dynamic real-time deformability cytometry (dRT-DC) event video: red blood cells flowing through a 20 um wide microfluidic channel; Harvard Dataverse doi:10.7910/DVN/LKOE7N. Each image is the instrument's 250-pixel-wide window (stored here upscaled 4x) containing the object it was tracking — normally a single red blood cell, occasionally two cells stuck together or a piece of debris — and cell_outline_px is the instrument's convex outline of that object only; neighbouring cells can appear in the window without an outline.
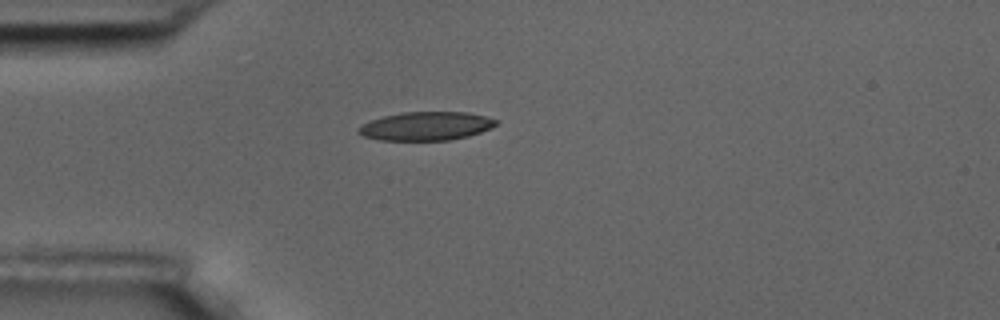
{"species": "common noctule bat (a hibernating species)", "species_latin": "Nyctalus noctula", "temperature_condition": "room temperature", "stored_images_in_passage": 12, "camera_frame_rate_fps": 3000, "um_per_image_px": 0.085, "animal": {"sex": "male", "body_mass_g": 17.5, "forearm_length_mm": 52.3}, "frame": {"image": 1, "passage_image": 1, "time_ms": 0.0, "image_size_px": [1000, 320], "cell_outline_px": [[500, 120], [496, 124], [480, 132], [468, 136], [448, 140], [380, 140], [364, 136], [356, 132], [356, 128], [372, 120], [384, 116], [404, 112], [468, 112]], "centroid_in_image_um": [36.2, 10.71], "position_along_channel_um": 48.8, "area_um2": 22.72}}
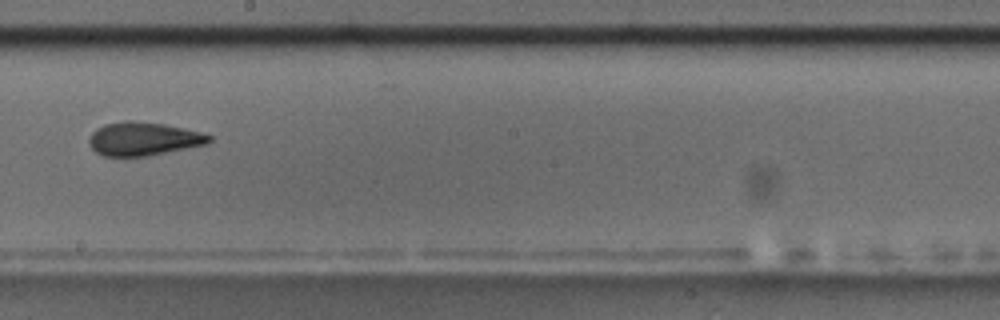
{"frame": {"image": 2, "passage_image": 6, "time_ms": 5.667, "image_size_px": [1000, 320], "cell_outline_px": [[212, 140], [208, 144], [148, 156], [100, 156], [88, 144], [88, 136], [96, 128], [104, 124], [124, 120], [128, 120], [164, 124], [184, 128], [200, 132], [212, 136]], "centroid_in_image_um": [12.16, 11.8], "position_along_channel_um": 236.0, "area_um2": 23.64}}
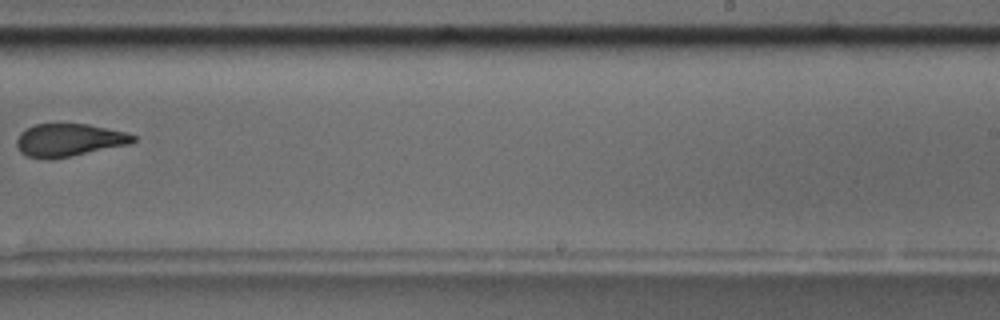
{"frame": {"image": 3, "passage_image": 7, "time_ms": 7.0, "image_size_px": [1000, 320], "cell_outline_px": [[136, 140], [128, 144], [72, 156], [52, 160], [48, 160], [28, 156], [20, 152], [16, 144], [16, 140], [20, 132], [36, 124], [60, 120], [88, 124], [124, 132], [136, 136]], "centroid_in_image_um": [5.8, 11.87], "position_along_channel_um": 283.2, "area_um2": 22.89}, "authors_computed_cell_mechanics": {"area_um2": 23.5246, "velocity_mm_per_s": 3.5304, "shape_relaxation_time_tau1_ms": 4.1007, "shape_relaxation_time_tau2_ms": null, "deformation_change_tau1": 0.1277, "deformation_change_tau2": null}}